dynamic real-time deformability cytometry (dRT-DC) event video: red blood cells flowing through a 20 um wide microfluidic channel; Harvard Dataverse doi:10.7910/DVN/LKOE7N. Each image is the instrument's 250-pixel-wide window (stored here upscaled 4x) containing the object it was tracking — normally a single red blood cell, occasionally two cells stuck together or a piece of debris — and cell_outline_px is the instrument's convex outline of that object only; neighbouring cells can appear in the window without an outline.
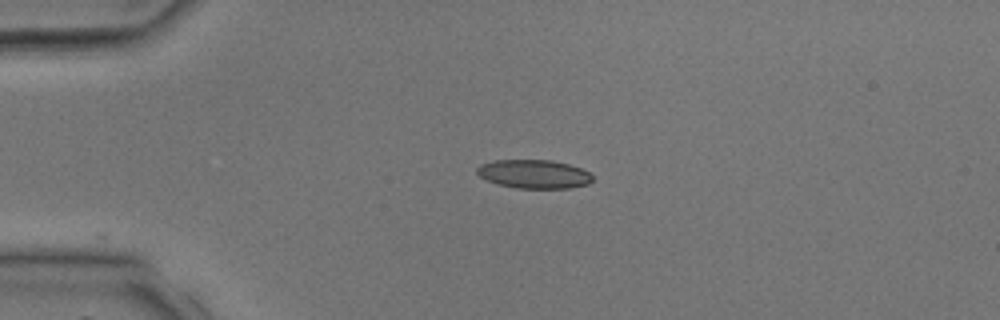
{"species": "common noctule bat (a hibernating species)", "species_latin": "Nyctalus noctula", "temperature_condition": "room temperature", "stored_images_in_passage": 6, "camera_frame_rate_fps": 3000, "um_per_image_px": 0.085, "animal": {"sex": "male", "body_mass_g": 17.9, "forearm_length_mm": 54.2}, "frame": {"image": 1, "passage_image": 1, "time_ms": 0.0, "image_size_px": [1000, 320], "cell_outline_px": [[592, 180], [588, 184], [568, 188], [516, 188], [500, 184], [488, 180], [480, 176], [476, 172], [476, 168], [480, 164], [496, 160], [552, 160], [568, 164], [580, 168], [588, 172], [592, 176]], "centroid_in_image_um": [45.38, 14.79], "position_along_channel_um": 39.6, "area_um2": 19.13}}